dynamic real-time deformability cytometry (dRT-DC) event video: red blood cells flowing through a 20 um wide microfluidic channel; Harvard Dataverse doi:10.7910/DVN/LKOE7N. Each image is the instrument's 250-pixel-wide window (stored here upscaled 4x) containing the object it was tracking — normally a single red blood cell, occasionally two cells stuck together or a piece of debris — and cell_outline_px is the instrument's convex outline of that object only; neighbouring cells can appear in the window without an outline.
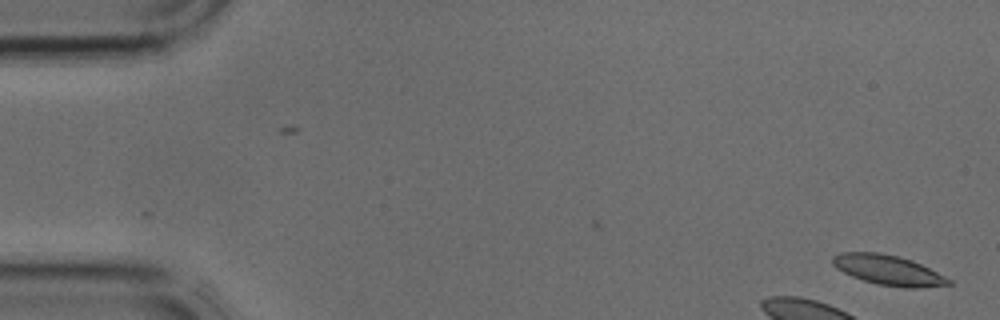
{"species": "common noctule bat (a hibernating species)", "species_latin": "Nyctalus noctula", "temperature_condition": "cold", "stored_images_in_passage": 5, "camera_frame_rate_fps": 3000, "um_per_image_px": 0.085, "animal": {"sex": "male", "body_mass_g": 17.9, "forearm_length_mm": 54.2}, "frame": {"image": 1, "passage_image": 1, "time_ms": 0.0, "image_size_px": [1000, 320], "cell_outline_px": [[952, 284], [920, 288], [904, 288], [876, 284], [852, 276], [836, 268], [832, 264], [832, 256], [840, 252], [880, 252], [900, 256], [912, 260], [952, 280]], "centroid_in_image_um": [75.48, 22.95], "position_along_channel_um": 9.5, "area_um2": 20.35}}
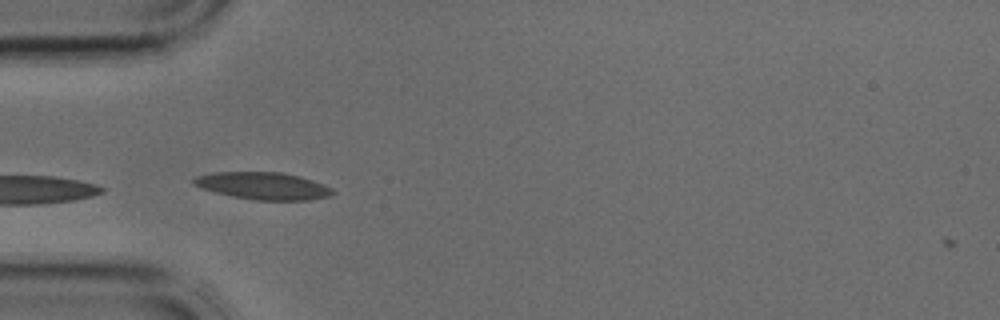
{"frame": {"image": 2, "passage_image": 4, "time_ms": 1.0, "image_size_px": [1000, 320], "cell_outline_px": [[336, 192], [332, 196], [308, 200], [256, 200], [232, 196], [200, 188], [192, 184], [192, 180], [196, 176], [216, 172], [280, 172], [300, 176], [324, 184], [332, 188]], "centroid_in_image_um": [22.39, 15.8], "position_along_channel_um": 62.6, "area_um2": 22.14}}